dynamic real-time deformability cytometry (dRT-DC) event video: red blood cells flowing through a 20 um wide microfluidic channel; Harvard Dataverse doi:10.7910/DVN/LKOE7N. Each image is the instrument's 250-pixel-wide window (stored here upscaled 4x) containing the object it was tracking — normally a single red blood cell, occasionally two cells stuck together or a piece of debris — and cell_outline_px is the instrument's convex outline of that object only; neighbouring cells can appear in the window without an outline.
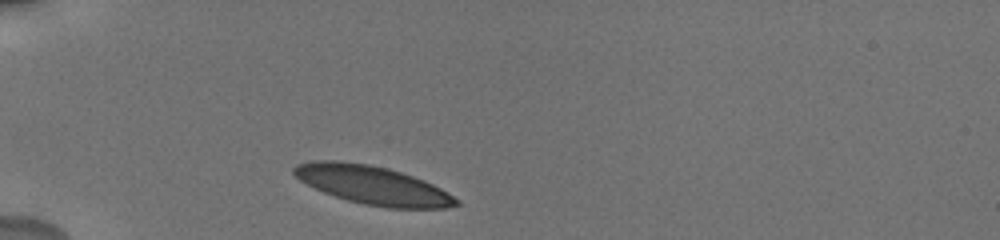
{"species": "human", "species_latin": "Homo sapiens", "temperature_condition": "cold", "stored_images_in_passage": 4, "camera_frame_rate_fps": 3000, "um_per_image_px": 0.085, "donor": {"sex": "male"}, "frame": {"image": 1, "passage_image": 1, "time_ms": 0.0, "image_size_px": [1000, 240], "cell_outline_px": [[460, 204], [444, 208], [384, 208], [364, 204], [348, 200], [324, 192], [300, 180], [292, 172], [292, 168], [296, 164], [312, 160], [340, 160], [368, 164], [388, 168], [424, 180], [448, 192], [460, 200]], "centroid_in_image_um": [31.68, 15.73], "position_along_channel_um": 53.3, "area_um2": 36.36}}